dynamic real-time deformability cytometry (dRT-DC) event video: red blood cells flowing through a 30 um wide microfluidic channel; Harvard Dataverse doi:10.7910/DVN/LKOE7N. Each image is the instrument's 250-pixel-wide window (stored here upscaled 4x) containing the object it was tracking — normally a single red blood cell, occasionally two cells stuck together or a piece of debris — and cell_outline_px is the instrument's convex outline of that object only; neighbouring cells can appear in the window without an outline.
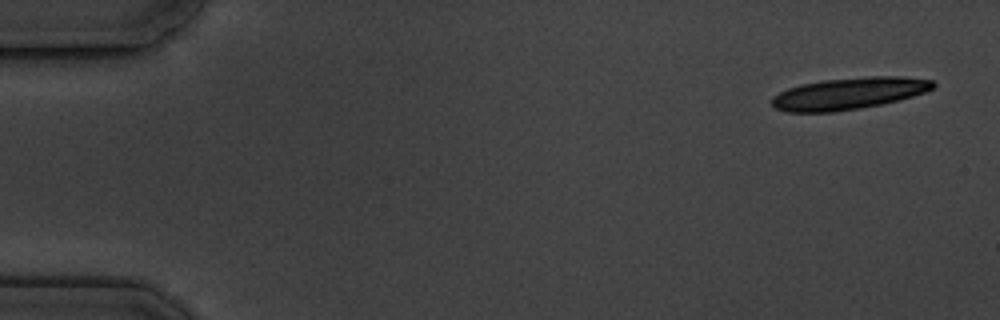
{"species": "common noctule bat (a hibernating species)", "species_latin": "Nyctalus noctula", "temperature_condition": "cold", "stored_images_in_passage": 8, "segment_of_instrument_passage": [1, 2], "camera_frame_rate_fps": 3000, "um_per_image_px": 0.085, "animal": {"sex": "male", "body_mass_g": 19.5, "forearm_length_mm": 54.6}, "frame": {"image": 1, "passage_image": 1, "time_ms": 0.0, "image_size_px": [1000, 320], "cell_outline_px": [[936, 84], [932, 88], [924, 92], [900, 100], [880, 104], [832, 112], [784, 112], [776, 108], [772, 104], [772, 96], [788, 88], [800, 84], [820, 80], [868, 76], [904, 76], [932, 80]], "centroid_in_image_um": [72.13, 7.93], "position_along_channel_um": 12.9, "area_um2": 29.88}}